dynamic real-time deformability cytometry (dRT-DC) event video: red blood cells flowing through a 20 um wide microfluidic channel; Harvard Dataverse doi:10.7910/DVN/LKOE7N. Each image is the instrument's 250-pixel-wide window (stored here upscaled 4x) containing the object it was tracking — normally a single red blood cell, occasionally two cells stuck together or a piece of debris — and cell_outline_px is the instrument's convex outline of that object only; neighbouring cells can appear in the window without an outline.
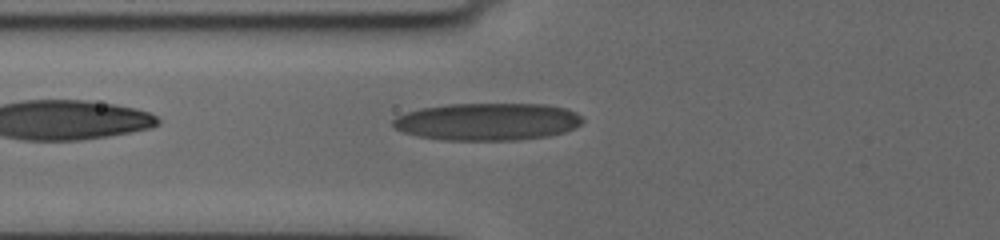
{"species": "human", "species_latin": "Homo sapiens", "temperature_condition": "cold", "stored_images_in_passage": 3, "camera_frame_rate_fps": 3000, "um_per_image_px": 0.085, "donor": {"sex": "female"}, "frame": {"image": 1, "passage_image": 3, "time_ms": 1.0, "image_size_px": [1000, 240], "cell_outline_px": [[584, 120], [580, 124], [564, 132], [548, 136], [520, 140], [444, 140], [420, 136], [404, 132], [396, 128], [392, 124], [392, 120], [396, 116], [420, 108], [448, 104], [548, 104], [564, 108], [576, 112]], "centroid_in_image_um": [41.44, 10.34], "position_along_channel_um": 84.4, "area_um2": 41.27}}